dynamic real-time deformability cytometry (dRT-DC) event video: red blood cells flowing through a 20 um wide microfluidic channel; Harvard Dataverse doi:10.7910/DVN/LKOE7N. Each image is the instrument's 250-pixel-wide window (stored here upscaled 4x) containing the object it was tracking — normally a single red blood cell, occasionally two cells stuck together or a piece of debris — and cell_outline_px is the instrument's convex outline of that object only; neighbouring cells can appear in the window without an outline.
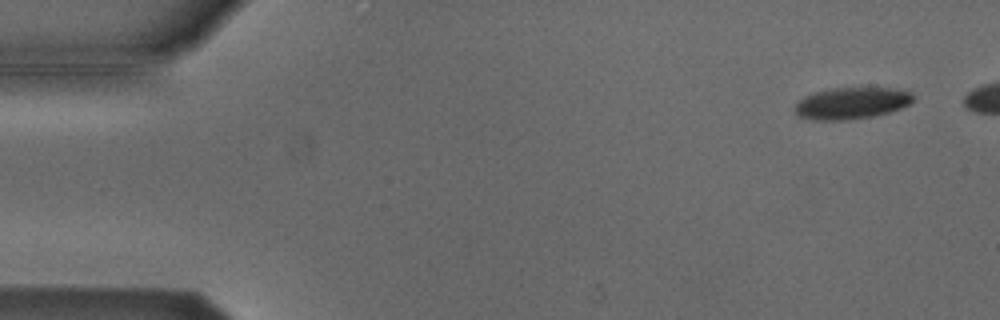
{"species": "Egyptian fruit bat (a non-hibernating species)", "species_latin": "Rousettus aegyptiacus", "temperature_condition": "cold", "stored_images_in_passage": 6, "camera_frame_rate_fps": 3000, "um_per_image_px": 0.085, "animal": {"sex": "male"}, "frame": {"image": 1, "passage_image": 1, "time_ms": 0.0, "image_size_px": [1000, 320], "cell_outline_px": [[916, 96], [908, 104], [900, 108], [888, 112], [872, 116], [844, 120], [812, 120], [796, 116], [796, 104], [804, 96], [816, 92], [832, 88], [892, 88], [912, 92]], "centroid_in_image_um": [72.38, 8.77], "position_along_channel_um": 12.6, "area_um2": 21.68}}
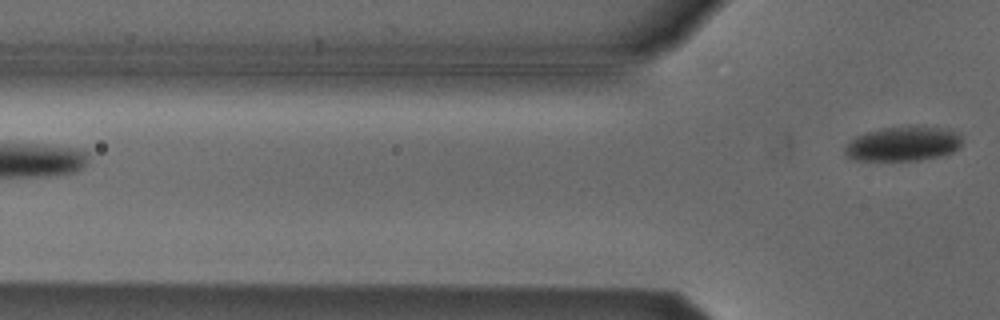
{"frame": {"image": 2, "passage_image": 6, "time_ms": 1.667, "image_size_px": [1000, 320], "cell_outline_px": [[960, 144], [952, 152], [940, 156], [916, 160], [852, 160], [844, 152], [844, 148], [856, 136], [880, 128], [948, 128], [960, 132]], "centroid_in_image_um": [76.75, 12.24], "position_along_channel_um": 49.0, "area_um2": 22.95}}